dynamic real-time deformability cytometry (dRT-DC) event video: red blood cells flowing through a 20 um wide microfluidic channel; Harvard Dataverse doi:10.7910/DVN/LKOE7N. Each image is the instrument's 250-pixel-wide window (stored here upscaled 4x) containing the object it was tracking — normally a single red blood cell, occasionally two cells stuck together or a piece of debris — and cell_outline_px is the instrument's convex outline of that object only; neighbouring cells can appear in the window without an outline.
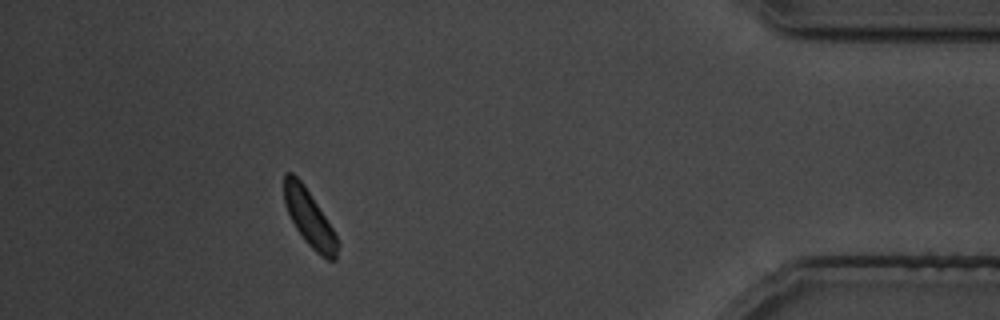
{"species": "common noctule bat (a hibernating species)", "species_latin": "Nyctalus noctula", "temperature_condition": "cold", "stored_images_in_passage": 30, "segment_of_instrument_passage": [1, 2], "camera_frame_rate_fps": 3000, "um_per_image_px": 0.085, "animal": {"sex": "male", "body_mass_g": 19.5, "forearm_length_mm": 54.6}, "frame": {"image": 1, "passage_image": 26, "time_ms": 31.0, "image_size_px": [1000, 320], "cell_outline_px": [[340, 244], [336, 260], [328, 260], [320, 256], [304, 240], [296, 228], [284, 204], [284, 172], [292, 172], [304, 184], [332, 228]], "centroid_in_image_um": [26.3, 18.56], "position_along_channel_um": 408.9, "area_um2": 17.46}}